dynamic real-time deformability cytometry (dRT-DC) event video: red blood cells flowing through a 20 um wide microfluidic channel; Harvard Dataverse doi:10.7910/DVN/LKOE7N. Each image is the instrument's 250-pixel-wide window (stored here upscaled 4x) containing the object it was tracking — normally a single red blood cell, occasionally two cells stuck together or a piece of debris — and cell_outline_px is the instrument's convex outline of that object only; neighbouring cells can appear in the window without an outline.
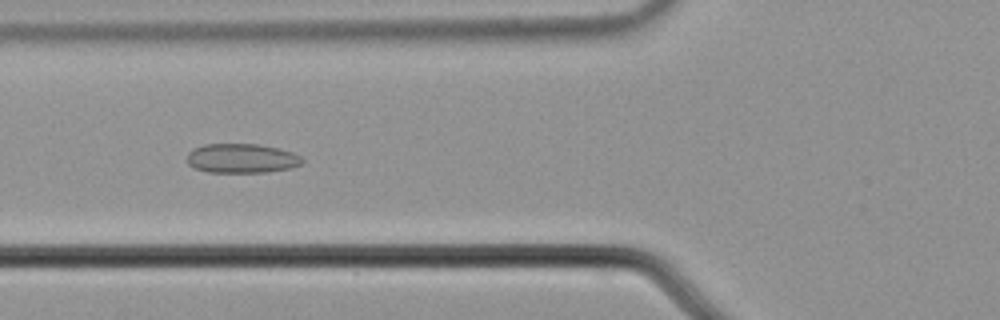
{"species": "common noctule bat (a hibernating species)", "species_latin": "Nyctalus noctula", "temperature_condition": "cold", "stored_images_in_passage": 44, "camera_frame_rate_fps": 3000, "um_per_image_px": 0.085, "animal": {"sex": "male", "body_mass_g": 21.5, "forearm_length_mm": 52.0}, "frame": {"image": 1, "passage_image": 9, "time_ms": 2.667, "image_size_px": [1000, 320], "cell_outline_px": [[304, 160], [300, 164], [288, 168], [268, 172], [208, 172], [192, 168], [188, 164], [188, 152], [192, 148], [204, 144], [260, 144], [292, 152], [300, 156]], "centroid_in_image_um": [20.49, 13.46], "position_along_channel_um": 105.3, "area_um2": 19.71}}
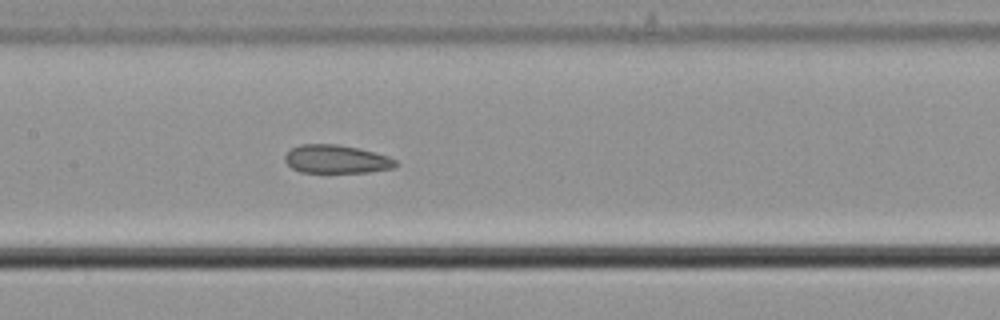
{"frame": {"image": 2, "passage_image": 15, "time_ms": 4.667, "image_size_px": [1000, 320], "cell_outline_px": [[400, 164], [392, 168], [368, 172], [300, 172], [292, 168], [284, 160], [284, 156], [292, 148], [300, 144], [340, 144], [360, 148], [388, 156], [396, 160]], "centroid_in_image_um": [28.6, 13.52], "position_along_channel_um": 178.8, "area_um2": 18.38}}
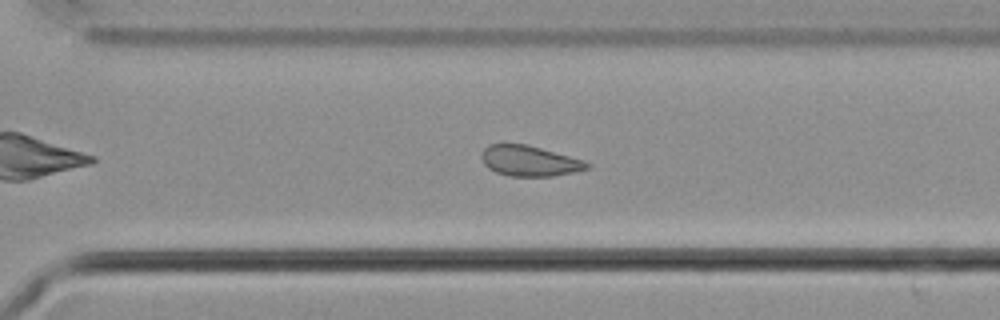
{"frame": {"image": 3, "passage_image": 27, "time_ms": 8.667, "image_size_px": [1000, 320], "cell_outline_px": [[592, 164], [588, 168], [572, 172], [552, 176], [508, 176], [496, 172], [488, 168], [484, 164], [484, 148], [488, 144], [528, 144], [584, 160]], "centroid_in_image_um": [45.03, 13.67], "position_along_channel_um": 325.6, "area_um2": 18.55}, "authors_computed_cell_mechanics": {"area_um2": 19.3919, "velocity_mm_per_s": 3.6717, "shape_relaxation_time_tau1_ms": null, "shape_relaxation_time_tau2_ms": 1.2343, "deformation_change_tau1": null, "deformation_change_tau2": 0.0703}}